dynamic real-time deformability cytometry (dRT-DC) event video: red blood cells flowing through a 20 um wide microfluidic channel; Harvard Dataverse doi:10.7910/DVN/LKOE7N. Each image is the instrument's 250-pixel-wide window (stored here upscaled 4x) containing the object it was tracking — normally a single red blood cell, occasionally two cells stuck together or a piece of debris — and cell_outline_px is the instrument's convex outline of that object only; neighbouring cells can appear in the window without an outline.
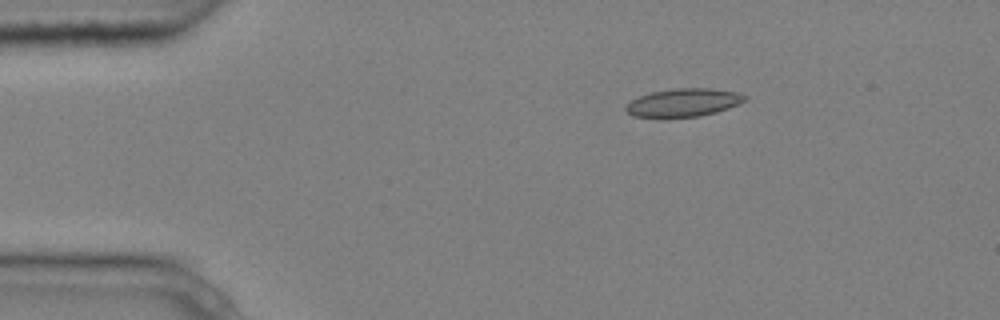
{"species": "common noctule bat (a hibernating species)", "species_latin": "Nyctalus noctula", "temperature_condition": "cold", "stored_images_in_passage": 4, "camera_frame_rate_fps": 3000, "um_per_image_px": 0.085, "animal": {"sex": "male", "body_mass_g": 20.4}, "frame": {"image": 1, "passage_image": 3, "time_ms": 0.667, "image_size_px": [1000, 320], "cell_outline_px": [[748, 96], [744, 100], [728, 108], [716, 112], [700, 116], [660, 120], [632, 116], [624, 108], [632, 100], [640, 96], [652, 92], [672, 88], [712, 88], [736, 92]], "centroid_in_image_um": [58.03, 8.76], "position_along_channel_um": 27.0, "area_um2": 20.0}}